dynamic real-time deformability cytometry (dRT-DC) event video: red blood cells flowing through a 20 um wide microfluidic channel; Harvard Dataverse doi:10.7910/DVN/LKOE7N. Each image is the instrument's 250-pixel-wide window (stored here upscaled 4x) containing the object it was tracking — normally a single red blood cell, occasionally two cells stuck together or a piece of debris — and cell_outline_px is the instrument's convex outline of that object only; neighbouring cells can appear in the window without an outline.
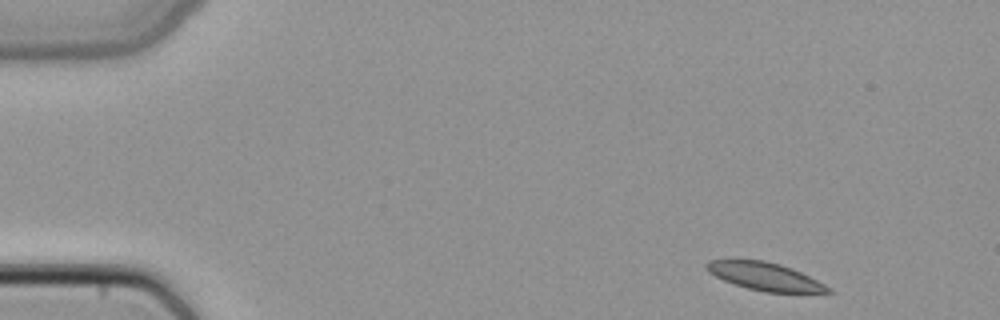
{"species": "common noctule bat (a hibernating species)", "species_latin": "Nyctalus noctula", "temperature_condition": "cold", "stored_images_in_passage": 3, "camera_frame_rate_fps": 3000, "um_per_image_px": 0.085, "animal": {"sex": "female", "body_mass_g": 22.7, "forearm_length_mm": 54.2}, "frame": {"image": 1, "passage_image": 1, "time_ms": 0.0, "image_size_px": [1000, 320], "cell_outline_px": [[836, 292], [764, 292], [748, 288], [724, 280], [708, 272], [704, 268], [704, 264], [708, 260], [764, 260], [780, 264], [792, 268], [832, 288]], "centroid_in_image_um": [65.0, 23.49], "position_along_channel_um": 20.0, "area_um2": 19.54}}
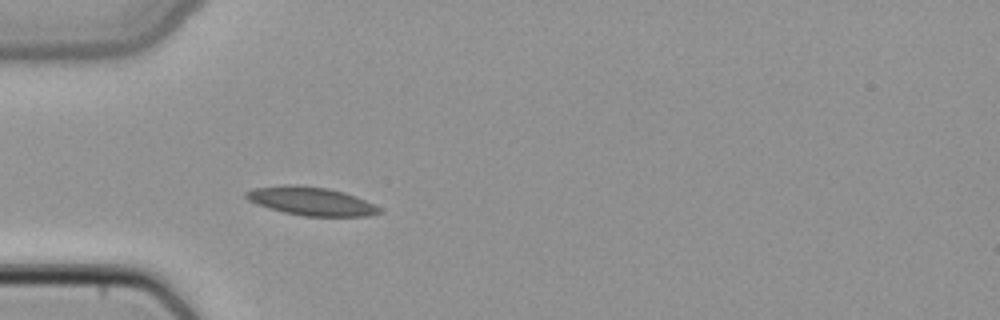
{"frame": {"image": 2, "passage_image": 3, "time_ms": 0.667, "image_size_px": [1000, 320], "cell_outline_px": [[380, 212], [368, 216], [304, 216], [284, 212], [268, 208], [256, 204], [248, 200], [244, 196], [244, 192], [252, 188], [284, 184], [292, 184], [328, 188], [344, 192], [356, 196], [380, 208]], "centroid_in_image_um": [26.37, 17.08], "position_along_channel_um": 58.6, "area_um2": 22.08}}